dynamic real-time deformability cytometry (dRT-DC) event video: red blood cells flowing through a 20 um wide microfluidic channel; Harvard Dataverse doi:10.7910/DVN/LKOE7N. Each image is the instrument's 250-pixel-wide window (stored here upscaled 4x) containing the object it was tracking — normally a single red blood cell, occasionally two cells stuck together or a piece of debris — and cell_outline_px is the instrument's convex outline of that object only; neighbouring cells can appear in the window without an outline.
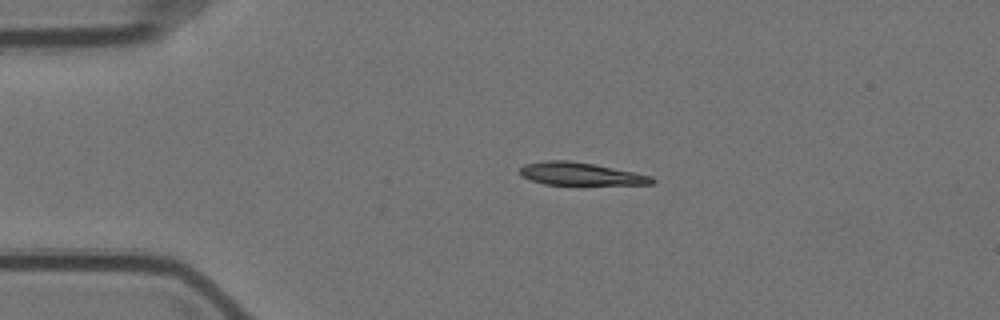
{"species": "Egyptian fruit bat (a non-hibernating species)", "species_latin": "Rousettus aegyptiacus", "temperature_condition": "cold", "stored_images_in_passage": 46, "camera_frame_rate_fps": 3000, "um_per_image_px": 0.085, "animal": {"sex": "female"}, "frame": {"image": 1, "passage_image": 1, "time_ms": 0.0, "image_size_px": [1000, 320], "cell_outline_px": [[656, 180], [652, 184], [544, 184], [532, 180], [524, 176], [520, 172], [520, 168], [524, 164], [544, 160], [568, 160], [592, 164], [636, 172], [652, 176]], "centroid_in_image_um": [49.36, 14.77], "position_along_channel_um": 35.6, "area_um2": 17.22}}
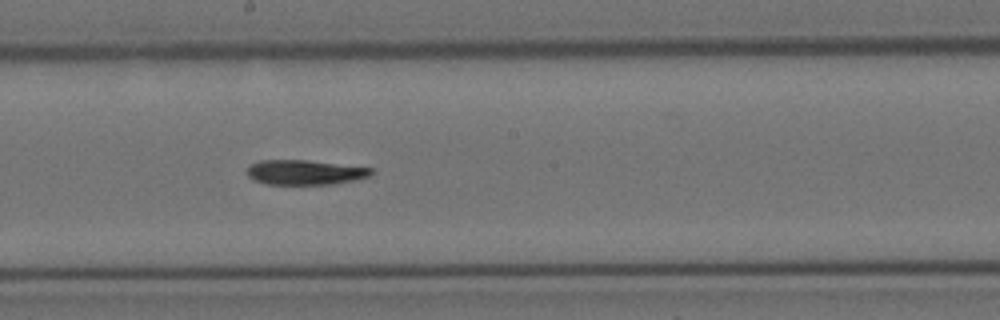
{"frame": {"image": 2, "passage_image": 20, "time_ms": 6.333, "image_size_px": [1000, 320], "cell_outline_px": [[372, 176], [332, 184], [268, 184], [252, 180], [248, 176], [248, 168], [252, 164], [260, 160], [304, 160], [372, 168]], "centroid_in_image_um": [25.9, 14.65], "position_along_channel_um": 222.3, "area_um2": 17.69}}
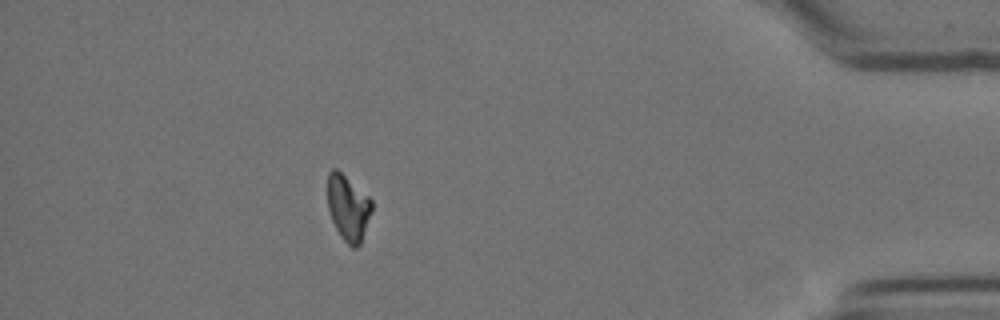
{"frame": {"image": 3, "passage_image": 40, "time_ms": 13.0, "image_size_px": [1000, 320], "cell_outline_px": [[372, 212], [360, 244], [356, 248], [352, 248], [340, 236], [332, 220], [328, 208], [328, 172], [332, 168], [336, 168], [368, 196], [372, 200]], "centroid_in_image_um": [29.59, 17.67], "position_along_channel_um": 405.6, "area_um2": 16.82}, "authors_computed_cell_mechanics": {"area_um2": 18.2937, "velocity_mm_per_s": 3.5029, "shape_relaxation_time_tau1_ms": 6.3835, "shape_relaxation_time_tau2_ms": null, "deformation_change_tau1": 0.1805, "deformation_change_tau2": null}}